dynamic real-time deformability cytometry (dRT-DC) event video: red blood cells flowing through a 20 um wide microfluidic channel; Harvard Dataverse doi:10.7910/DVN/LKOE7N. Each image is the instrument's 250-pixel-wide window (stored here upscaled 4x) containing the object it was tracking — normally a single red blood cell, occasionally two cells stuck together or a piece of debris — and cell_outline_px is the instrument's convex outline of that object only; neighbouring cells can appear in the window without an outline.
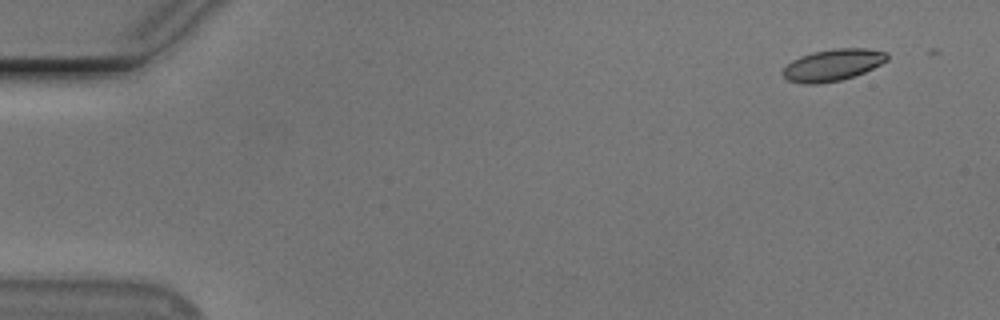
{"species": "Egyptian fruit bat (a non-hibernating species)", "species_latin": "Rousettus aegyptiacus", "temperature_condition": "cold", "stored_images_in_passage": 7, "camera_frame_rate_fps": 3000, "um_per_image_px": 0.085, "animal": {"sex": "male"}, "frame": {"image": 1, "passage_image": 1, "time_ms": 0.0, "image_size_px": [1000, 320], "cell_outline_px": [[888, 60], [864, 72], [840, 80], [820, 84], [804, 84], [788, 80], [780, 72], [792, 60], [800, 56], [812, 52], [836, 48], [864, 48], [888, 52]], "centroid_in_image_um": [70.77, 5.52], "position_along_channel_um": 14.2, "area_um2": 19.25}}